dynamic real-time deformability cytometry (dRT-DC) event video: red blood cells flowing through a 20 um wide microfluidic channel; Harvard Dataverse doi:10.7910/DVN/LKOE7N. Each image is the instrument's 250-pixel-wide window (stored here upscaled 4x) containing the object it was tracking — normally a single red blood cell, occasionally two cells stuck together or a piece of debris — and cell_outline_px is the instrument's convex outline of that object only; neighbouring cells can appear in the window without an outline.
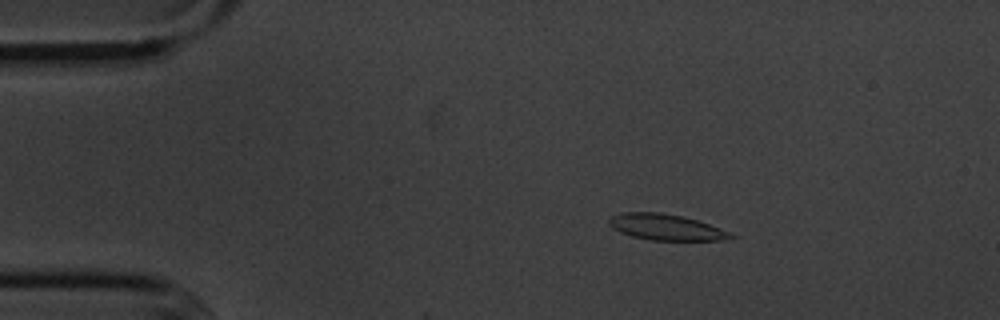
{"species": "common noctule bat (a hibernating species)", "species_latin": "Nyctalus noctula", "temperature_condition": "cold", "stored_images_in_passage": 4, "camera_frame_rate_fps": 3000, "um_per_image_px": 0.085, "animal": {"sex": "male", "body_mass_g": 20.1, "forearm_length_mm": 53.5}, "frame": {"image": 1, "passage_image": 2, "time_ms": 1.333, "image_size_px": [1000, 320], "cell_outline_px": [[736, 236], [724, 240], [652, 240], [632, 236], [620, 232], [612, 228], [608, 224], [608, 216], [620, 212], [660, 212], [684, 216], [720, 228]], "centroid_in_image_um": [56.53, 19.29], "position_along_channel_um": 28.5, "area_um2": 18.5}}
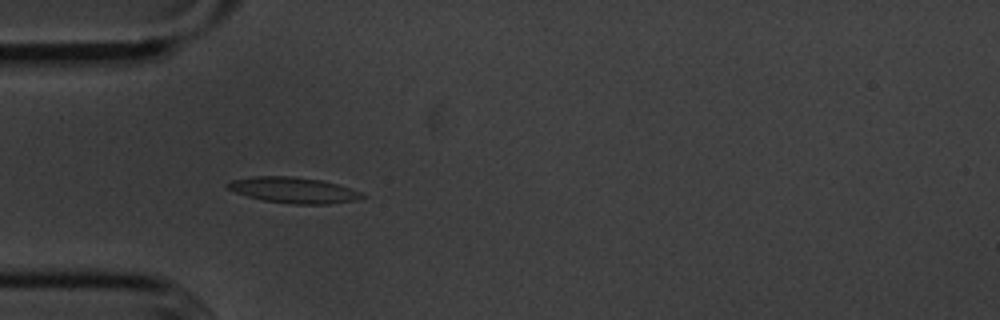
{"frame": {"image": 2, "passage_image": 4, "time_ms": 3.667, "image_size_px": [1000, 320], "cell_outline_px": [[368, 196], [356, 200], [328, 204], [292, 204], [264, 200], [248, 196], [236, 192], [228, 188], [224, 184], [232, 180], [252, 176], [292, 176], [320, 180], [336, 184], [360, 192]], "centroid_in_image_um": [24.94, 16.16], "position_along_channel_um": 60.1, "area_um2": 20.06}}